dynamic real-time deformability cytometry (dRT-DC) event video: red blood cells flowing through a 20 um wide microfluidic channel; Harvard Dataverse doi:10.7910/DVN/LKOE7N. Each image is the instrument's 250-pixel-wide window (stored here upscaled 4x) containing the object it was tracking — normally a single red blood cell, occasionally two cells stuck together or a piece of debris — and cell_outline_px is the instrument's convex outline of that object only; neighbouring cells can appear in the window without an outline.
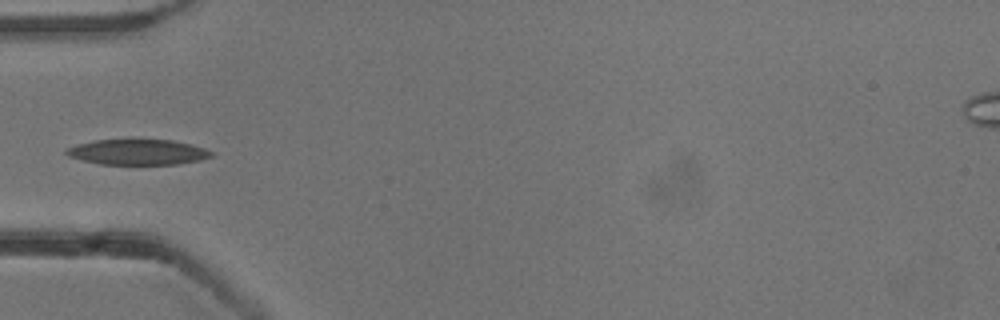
{"species": "common noctule bat (a hibernating species)", "species_latin": "Nyctalus noctula", "temperature_condition": "cold", "stored_images_in_passage": 29, "camera_frame_rate_fps": 3000, "um_per_image_px": 0.085, "animal": {"sex": "male", "body_mass_g": 13.3}, "frame": {"image": 1, "passage_image": 1, "time_ms": 0.0, "image_size_px": [1000, 320], "cell_outline_px": [[212, 156], [200, 160], [176, 164], [100, 164], [68, 156], [64, 152], [68, 148], [76, 144], [96, 140], [172, 140], [204, 148], [212, 152]], "centroid_in_image_um": [11.69, 12.93], "position_along_channel_um": 73.3, "area_um2": 21.15}}
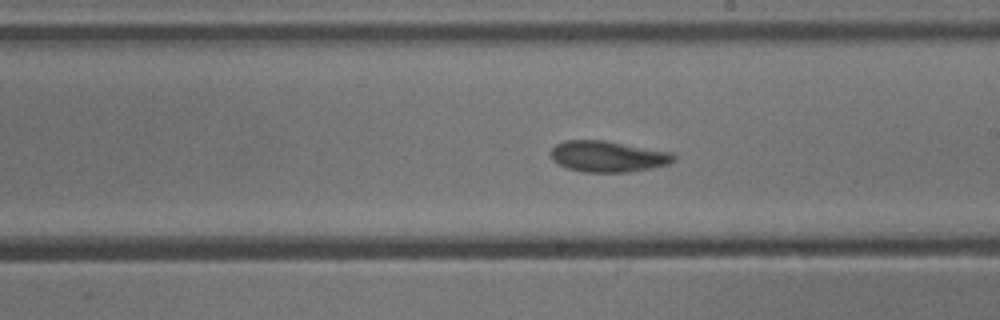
{"frame": {"image": 2, "passage_image": 14, "time_ms": 4.333, "image_size_px": [1000, 320], "cell_outline_px": [[676, 160], [668, 164], [628, 172], [584, 172], [568, 168], [552, 160], [552, 148], [556, 144], [564, 140], [604, 140], [672, 152], [676, 156]], "centroid_in_image_um": [51.68, 13.29], "position_along_channel_um": 237.3, "area_um2": 22.14}}
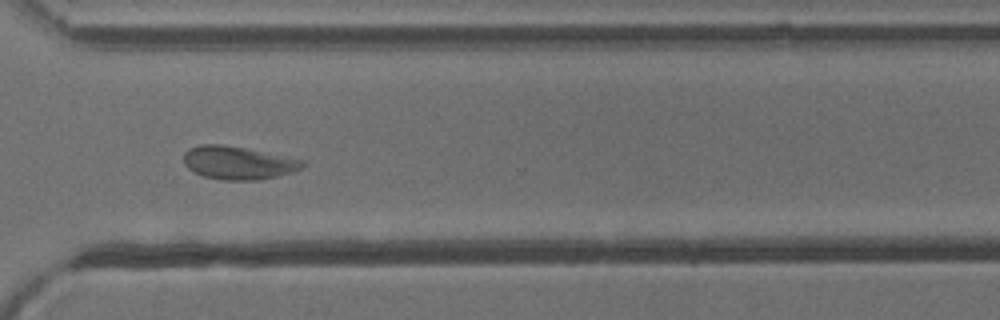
{"frame": {"image": 3, "passage_image": 23, "time_ms": 7.333, "image_size_px": [1000, 320], "cell_outline_px": [[308, 164], [304, 168], [292, 172], [260, 180], [224, 180], [204, 176], [188, 168], [184, 164], [184, 152], [188, 148], [200, 144], [220, 144], [244, 148], [304, 160]], "centroid_in_image_um": [20.26, 13.84], "position_along_channel_um": 350.3, "area_um2": 22.89}}